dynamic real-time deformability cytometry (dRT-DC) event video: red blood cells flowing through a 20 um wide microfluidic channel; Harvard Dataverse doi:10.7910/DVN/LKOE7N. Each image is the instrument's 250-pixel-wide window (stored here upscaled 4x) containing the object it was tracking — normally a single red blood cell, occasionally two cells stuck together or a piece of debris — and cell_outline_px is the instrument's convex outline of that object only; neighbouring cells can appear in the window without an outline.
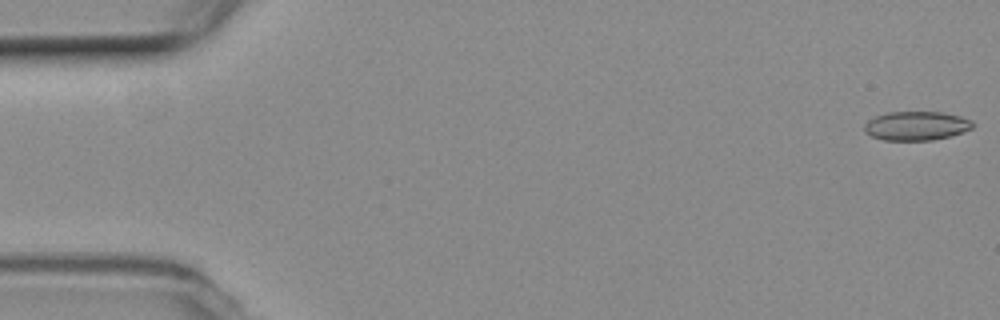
{"species": "common noctule bat (a hibernating species)", "species_latin": "Nyctalus noctula", "temperature_condition": "room temperature", "stored_images_in_passage": 9, "camera_frame_rate_fps": 3000, "um_per_image_px": 0.085, "animal": {"sex": "female", "body_mass_g": 19.3, "forearm_length_mm": 54.1}, "frame": {"image": 1, "passage_image": 1, "time_ms": 0.0, "image_size_px": [1000, 320], "cell_outline_px": [[972, 128], [948, 136], [932, 140], [884, 140], [872, 136], [864, 132], [864, 124], [868, 120], [876, 116], [888, 112], [940, 112], [960, 116], [972, 120]], "centroid_in_image_um": [77.84, 10.69], "position_along_channel_um": 7.2, "area_um2": 18.09}}